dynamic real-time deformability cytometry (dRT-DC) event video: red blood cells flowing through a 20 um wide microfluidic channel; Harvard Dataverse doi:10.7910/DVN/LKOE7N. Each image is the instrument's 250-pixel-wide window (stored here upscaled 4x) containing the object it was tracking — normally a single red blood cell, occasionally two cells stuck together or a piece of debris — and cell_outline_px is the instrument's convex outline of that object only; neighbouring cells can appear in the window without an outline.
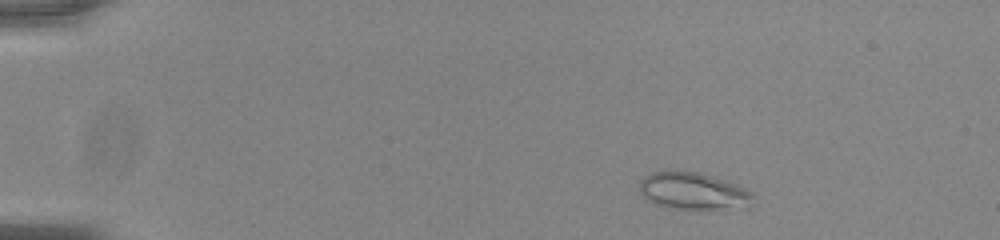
{"species": "common noctule bat (a hibernating species)", "species_latin": "Nyctalus noctula", "temperature_condition": "room temperature", "stored_images_in_passage": 47, "camera_frame_rate_fps": 3000, "um_per_image_px": 0.085, "animal": {"sex": "male", "body_mass_g": 20.0, "forearm_length_mm": 53.3}, "frame": {"image": 1, "passage_image": 1, "time_ms": 0.0, "image_size_px": [1000, 240], "cell_outline_px": [[748, 196], [724, 204], [704, 208], [688, 208], [668, 204], [656, 200], [648, 196], [640, 188], [644, 180], [648, 176], [656, 172], [692, 172], [728, 184], [744, 192]], "centroid_in_image_um": [58.6, 16.15], "position_along_channel_um": 26.4, "area_um2": 19.42}}
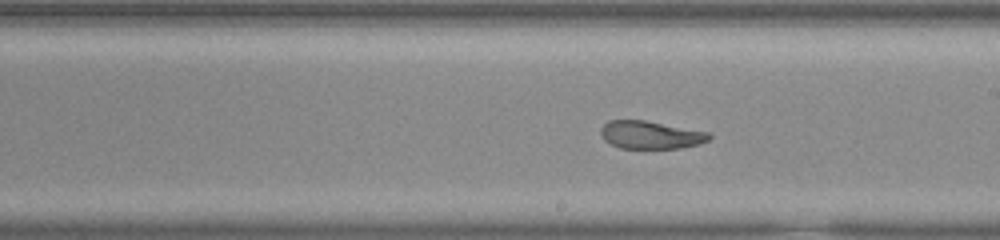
{"frame": {"image": 2, "passage_image": 25, "time_ms": 8.0, "image_size_px": [1000, 240], "cell_outline_px": [[712, 136], [708, 140], [696, 144], [676, 148], [620, 148], [612, 144], [600, 132], [600, 128], [604, 124], [612, 120], [644, 120], [708, 132]], "centroid_in_image_um": [55.3, 11.46], "position_along_channel_um": 233.7, "area_um2": 17.11}}
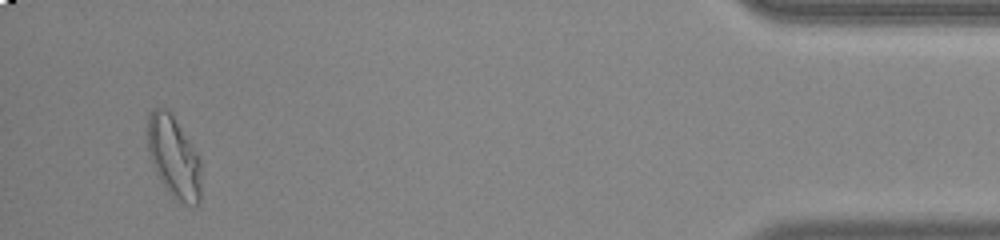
{"frame": {"image": 3, "passage_image": 45, "time_ms": 14.667, "image_size_px": [1000, 240], "cell_outline_px": [[200, 200], [196, 204], [180, 200], [164, 184], [152, 160], [148, 148], [148, 120], [152, 112], [156, 108], [164, 108], [172, 116], [200, 160]], "centroid_in_image_um": [14.78, 13.32], "position_along_channel_um": 420.4, "area_um2": 23.58}, "authors_computed_cell_mechanics": {"area_um2": 18.7272, "velocity_mm_per_s": 3.7721, "shape_relaxation_time_tau1_ms": null, "shape_relaxation_time_tau2_ms": 1.5615, "deformation_change_tau1": null, "deformation_change_tau2": 0.0803}}